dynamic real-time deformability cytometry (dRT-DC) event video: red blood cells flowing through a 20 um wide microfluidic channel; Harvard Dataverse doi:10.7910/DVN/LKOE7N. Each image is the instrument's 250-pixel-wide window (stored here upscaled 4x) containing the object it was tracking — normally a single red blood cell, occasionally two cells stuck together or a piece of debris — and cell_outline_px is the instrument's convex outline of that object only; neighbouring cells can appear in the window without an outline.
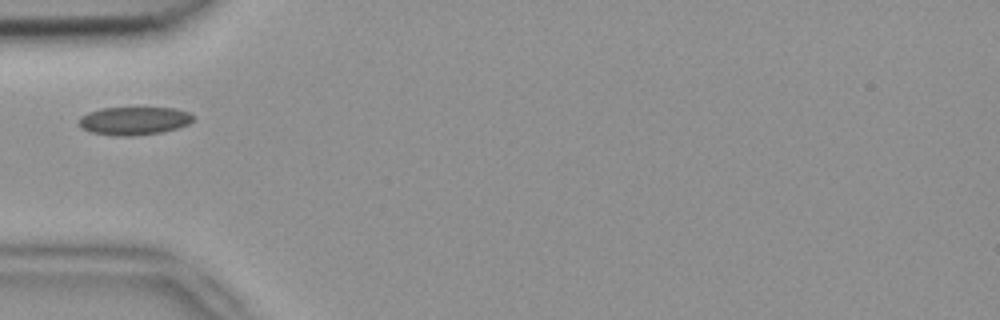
{"species": "common noctule bat (a hibernating species)", "species_latin": "Nyctalus noctula", "temperature_condition": "room temperature", "stored_images_in_passage": 35, "camera_frame_rate_fps": 3000, "um_per_image_px": 0.085, "animal": {"sex": "female", "body_mass_g": 18.4}, "frame": {"image": 1, "passage_image": 1, "time_ms": 0.0, "image_size_px": [1000, 320], "cell_outline_px": [[192, 120], [188, 124], [180, 128], [160, 132], [132, 136], [116, 136], [92, 132], [80, 128], [76, 124], [76, 120], [80, 116], [88, 112], [100, 108], [176, 108], [188, 112], [192, 116]], "centroid_in_image_um": [11.32, 10.27], "position_along_channel_um": 73.7, "area_um2": 18.9}}
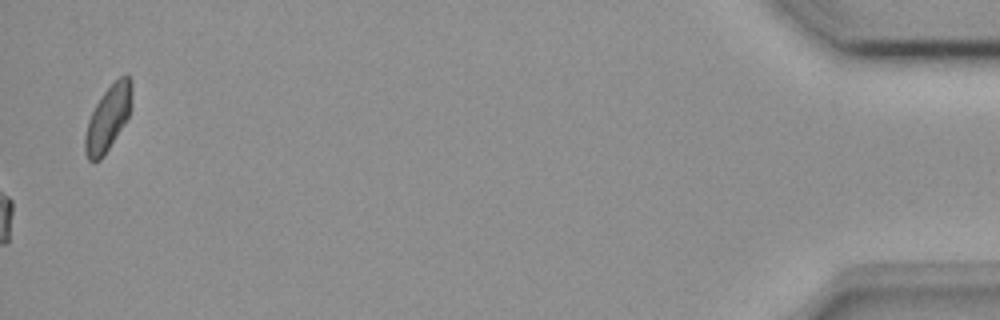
{"frame": {"image": 2, "passage_image": 35, "time_ms": 11.333, "image_size_px": [1000, 320], "cell_outline_px": [[132, 92], [128, 116], [104, 156], [100, 160], [88, 160], [84, 152], [84, 136], [88, 120], [100, 96], [120, 76], [128, 72], [132, 80]], "centroid_in_image_um": [9.17, 10.02], "position_along_channel_um": 426.0, "area_um2": 17.57}}